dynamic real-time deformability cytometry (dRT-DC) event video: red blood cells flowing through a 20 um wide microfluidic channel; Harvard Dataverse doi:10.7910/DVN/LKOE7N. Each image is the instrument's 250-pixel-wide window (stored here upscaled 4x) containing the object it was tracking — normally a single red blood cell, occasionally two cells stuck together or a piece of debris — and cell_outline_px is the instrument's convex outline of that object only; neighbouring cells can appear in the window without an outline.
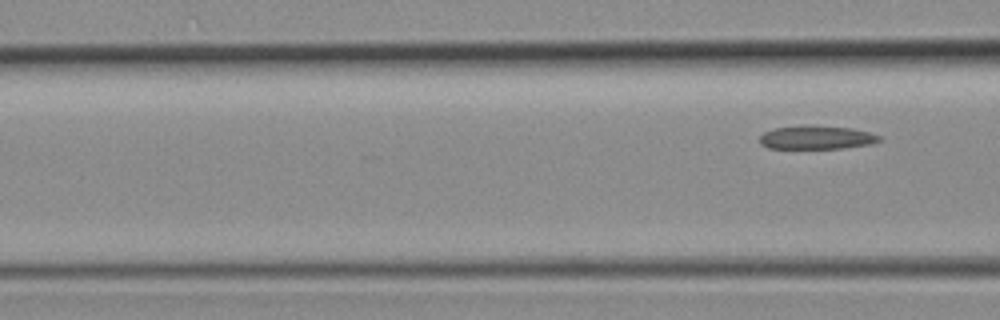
{"species": "common noctule bat (a hibernating species)", "species_latin": "Nyctalus noctula", "temperature_condition": "room temperature", "stored_images_in_passage": 5, "camera_frame_rate_fps": 3000, "um_per_image_px": 0.085, "animal": {"sex": "female", "body_mass_g": 19.3, "forearm_length_mm": 54.1}, "frame": {"image": 1, "passage_image": 5, "time_ms": 1.333, "image_size_px": [1000, 320], "cell_outline_px": [[884, 140], [872, 144], [840, 148], [768, 148], [760, 144], [760, 136], [764, 132], [772, 128], [852, 128], [868, 132], [880, 136]], "centroid_in_image_um": [69.44, 11.73], "position_along_channel_um": 97.2, "area_um2": 15.49}}